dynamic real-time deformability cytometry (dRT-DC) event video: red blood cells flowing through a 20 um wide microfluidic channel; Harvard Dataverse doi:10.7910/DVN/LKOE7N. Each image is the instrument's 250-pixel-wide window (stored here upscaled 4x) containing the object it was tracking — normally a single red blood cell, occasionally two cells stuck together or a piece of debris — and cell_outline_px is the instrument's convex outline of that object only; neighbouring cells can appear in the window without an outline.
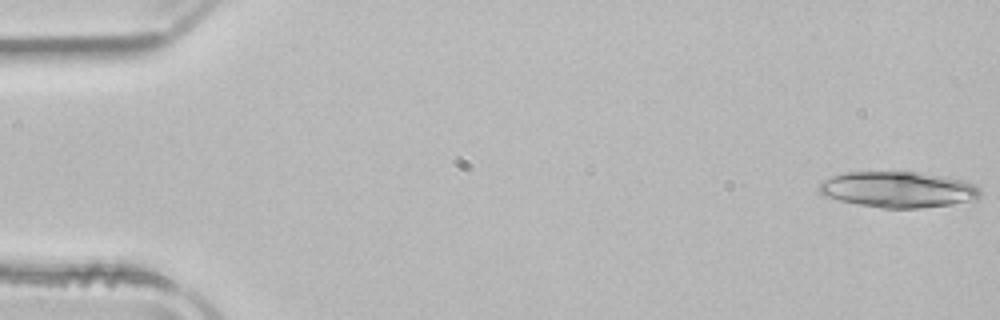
{"species": "common noctule bat (a hibernating species)", "species_latin": "Nyctalus noctula", "temperature_condition": "room temperature", "stored_images_in_passage": 14, "camera_frame_rate_fps": 3000, "um_per_image_px": 0.085, "animal": {"sex": "male", "body_mass_g": 21.5, "forearm_length_mm": 52.0}, "frame": {"image": 1, "passage_image": 1, "time_ms": 0.0, "image_size_px": [1000, 320], "cell_outline_px": [[980, 196], [976, 200], [952, 204], [920, 208], [884, 208], [860, 204], [820, 196], [816, 188], [820, 180], [844, 172], [916, 172], [968, 180], [980, 188]], "centroid_in_image_um": [76.31, 16.1], "position_along_channel_um": 8.7, "area_um2": 34.16}}